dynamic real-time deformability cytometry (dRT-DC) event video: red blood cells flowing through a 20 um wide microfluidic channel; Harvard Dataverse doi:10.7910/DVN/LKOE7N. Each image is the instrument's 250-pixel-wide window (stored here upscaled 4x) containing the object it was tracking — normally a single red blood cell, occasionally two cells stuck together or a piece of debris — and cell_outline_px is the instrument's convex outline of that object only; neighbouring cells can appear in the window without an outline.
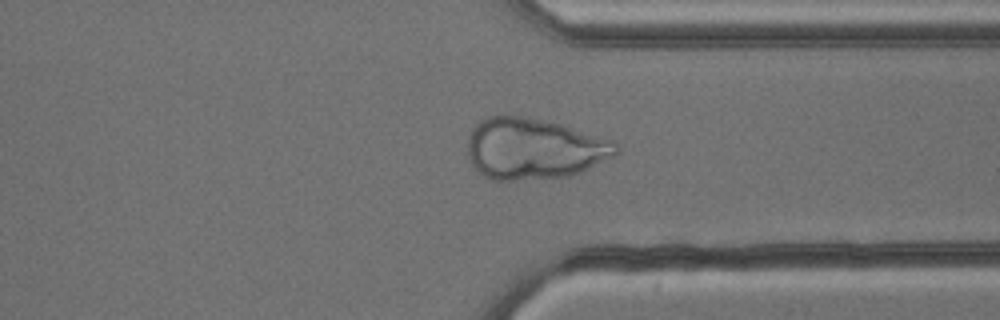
{"species": "common noctule bat (a hibernating species)", "species_latin": "Nyctalus noctula", "temperature_condition": "cold", "stored_images_in_passage": 48, "camera_frame_rate_fps": 3000, "um_per_image_px": 0.085, "animal": {"sex": "male", "body_mass_g": 13.3}, "frame": {"image": 1, "passage_image": 35, "time_ms": 11.333, "image_size_px": [1000, 320], "cell_outline_px": [[620, 152], [580, 172], [568, 176], [512, 180], [492, 180], [484, 176], [472, 164], [468, 156], [468, 136], [472, 128], [480, 120], [488, 116], [524, 116], [544, 120], [560, 124], [600, 136], [612, 140], [620, 148]], "centroid_in_image_um": [45.36, 12.63], "position_along_channel_um": 366.0, "area_um2": 52.6}}
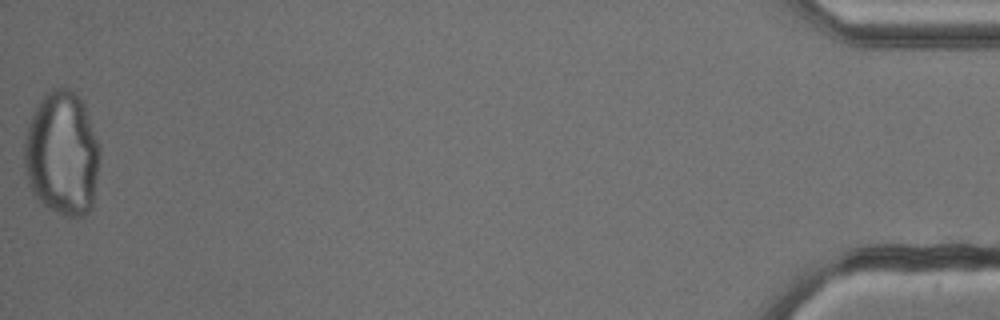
{"frame": {"image": 2, "passage_image": 48, "time_ms": 15.667, "image_size_px": [1000, 320], "cell_outline_px": [[100, 156], [92, 208], [84, 216], [64, 216], [48, 208], [32, 192], [28, 184], [24, 164], [24, 144], [28, 124], [40, 100], [52, 88], [68, 88], [76, 92], [84, 100], [100, 144]], "centroid_in_image_um": [5.31, 13.04], "position_along_channel_um": 429.9, "area_um2": 55.31}}